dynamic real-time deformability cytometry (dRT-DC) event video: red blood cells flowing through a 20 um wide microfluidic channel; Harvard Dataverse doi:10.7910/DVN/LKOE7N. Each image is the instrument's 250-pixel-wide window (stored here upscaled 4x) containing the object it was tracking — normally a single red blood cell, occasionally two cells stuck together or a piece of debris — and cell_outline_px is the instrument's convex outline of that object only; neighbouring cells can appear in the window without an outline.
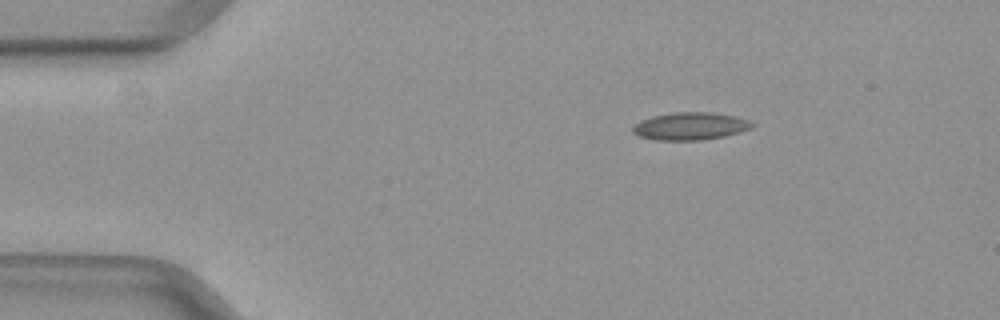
{"species": "common noctule bat (a hibernating species)", "species_latin": "Nyctalus noctula", "temperature_condition": "warm", "stored_images_in_passage": 43, "camera_frame_rate_fps": 3000, "um_per_image_px": 0.085, "animal": {"sex": "female", "body_mass_g": 29.2, "forearm_length_mm": 56.3}, "frame": {"image": 1, "passage_image": 1, "time_ms": 0.0, "image_size_px": [1000, 320], "cell_outline_px": [[756, 124], [752, 128], [740, 132], [724, 136], [704, 140], [656, 140], [640, 136], [632, 132], [632, 128], [640, 120], [652, 116], [672, 112], [712, 112], [736, 116], [748, 120]], "centroid_in_image_um": [58.7, 10.72], "position_along_channel_um": 26.3, "area_um2": 19.31}}
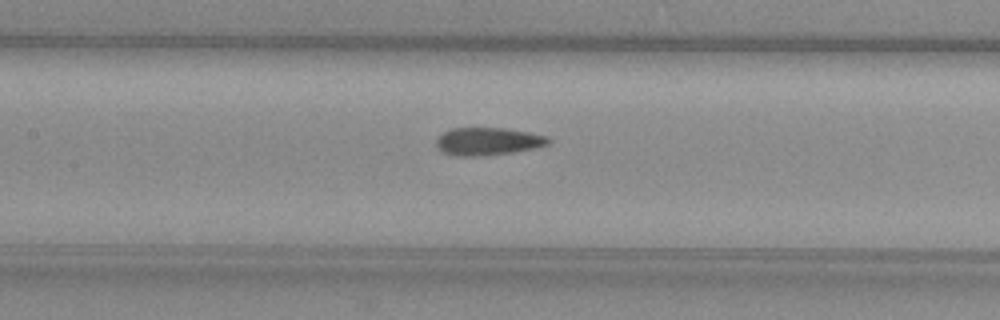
{"frame": {"image": 2, "passage_image": 16, "time_ms": 5.0, "image_size_px": [1000, 320], "cell_outline_px": [[552, 140], [548, 144], [532, 148], [512, 152], [476, 156], [456, 156], [440, 152], [436, 144], [436, 140], [444, 132], [452, 128], [504, 128], [528, 132], [548, 136]], "centroid_in_image_um": [41.45, 12.01], "position_along_channel_um": 165.9, "area_um2": 17.98}}
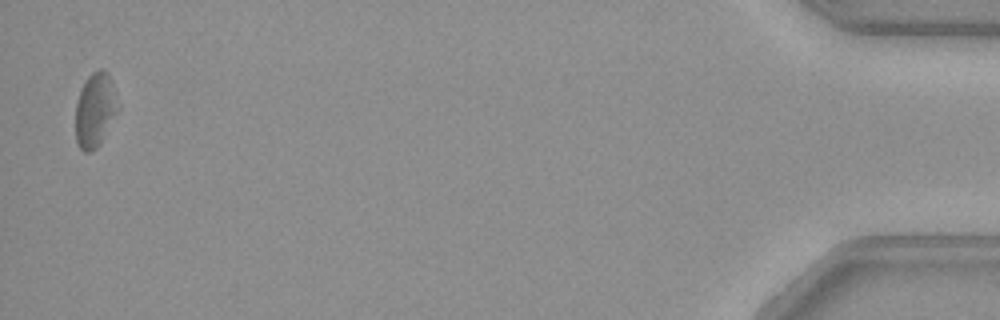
{"frame": {"image": 3, "passage_image": 42, "time_ms": 13.667, "image_size_px": [1000, 320], "cell_outline_px": [[112, 112], [104, 136], [100, 144], [96, 148], [88, 152], [84, 152], [80, 148], [76, 140], [76, 104], [80, 92], [88, 76], [92, 72], [100, 68], [104, 68], [108, 72]], "centroid_in_image_um": [7.94, 9.39], "position_along_channel_um": 427.3, "area_um2": 16.47}}